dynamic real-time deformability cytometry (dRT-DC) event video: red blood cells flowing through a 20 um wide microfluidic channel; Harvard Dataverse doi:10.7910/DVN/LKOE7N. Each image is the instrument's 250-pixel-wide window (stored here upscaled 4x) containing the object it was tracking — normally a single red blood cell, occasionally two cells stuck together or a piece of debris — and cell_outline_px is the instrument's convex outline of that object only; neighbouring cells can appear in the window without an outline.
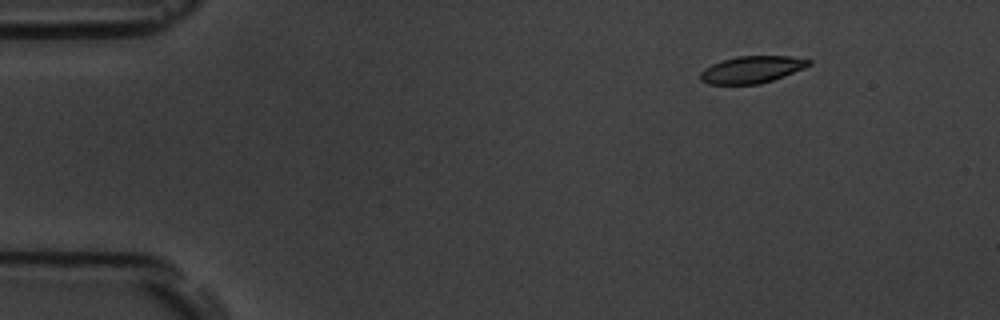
{"species": "common noctule bat (a hibernating species)", "species_latin": "Nyctalus noctula", "temperature_condition": "room temperature", "stored_images_in_passage": 50, "camera_frame_rate_fps": 3000, "um_per_image_px": 0.085, "animal": {"sex": "male", "body_mass_g": 19.5, "forearm_length_mm": 54.6}, "frame": {"image": 1, "passage_image": 1, "time_ms": 0.0, "image_size_px": [1000, 320], "cell_outline_px": [[812, 64], [804, 68], [784, 76], [760, 84], [708, 84], [700, 80], [700, 72], [704, 68], [712, 64], [736, 56], [792, 56], [812, 60]], "centroid_in_image_um": [63.92, 5.91], "position_along_channel_um": 21.1, "area_um2": 17.11}}
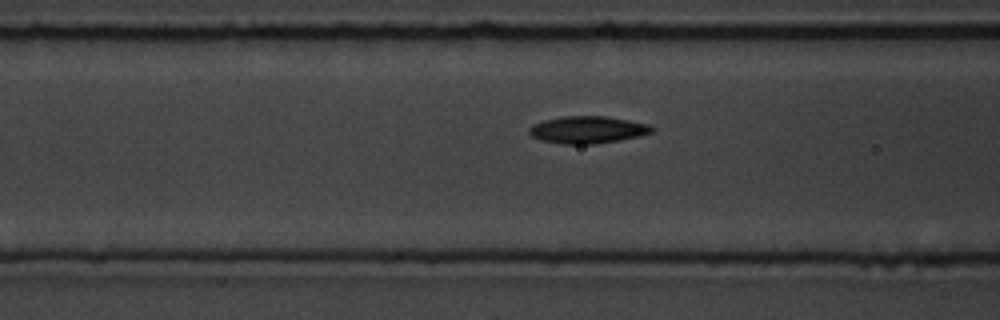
{"frame": {"image": 2, "passage_image": 16, "time_ms": 5.0, "image_size_px": [1000, 320], "cell_outline_px": [[656, 128], [652, 132], [640, 136], [620, 140], [596, 144], [564, 144], [540, 140], [532, 136], [528, 132], [528, 128], [532, 124], [544, 120], [564, 116], [604, 116], [628, 120], [648, 124]], "centroid_in_image_um": [49.94, 11.03], "position_along_channel_um": 116.7, "area_um2": 19.54}}
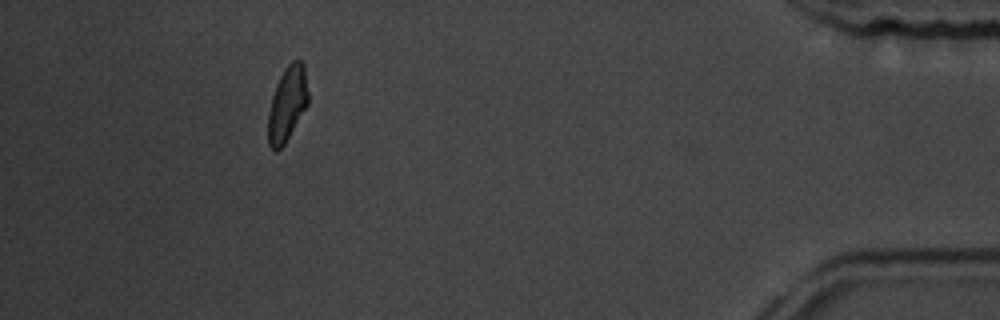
{"frame": {"image": 3, "passage_image": 45, "time_ms": 14.667, "image_size_px": [1000, 320], "cell_outline_px": [[308, 104], [284, 144], [276, 152], [268, 144], [268, 112], [272, 96], [276, 84], [284, 68], [292, 60], [300, 60], [304, 64], [308, 92]], "centroid_in_image_um": [24.41, 8.81], "position_along_channel_um": 410.8, "area_um2": 17.4}, "authors_computed_cell_mechanics": {"area_um2": 18.2648, "velocity_mm_per_s": 3.6542, "shape_relaxation_time_tau1_ms": 6.5368, "shape_relaxation_time_tau2_ms": 5.4997, "deformation_change_tau1": 0.1592, "deformation_change_tau2": 0.1147}}